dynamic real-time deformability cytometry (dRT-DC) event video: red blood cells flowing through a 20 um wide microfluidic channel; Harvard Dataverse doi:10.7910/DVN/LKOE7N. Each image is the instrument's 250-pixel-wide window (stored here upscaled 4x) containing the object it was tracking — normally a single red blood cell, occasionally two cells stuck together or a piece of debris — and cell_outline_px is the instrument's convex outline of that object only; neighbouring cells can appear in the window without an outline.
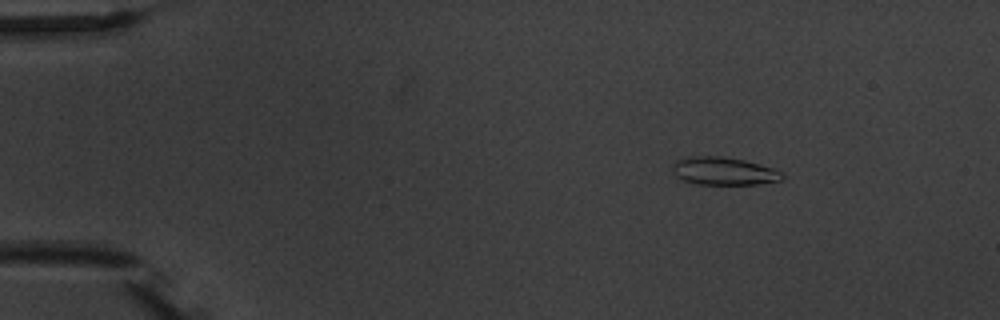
{"species": "common noctule bat (a hibernating species)", "species_latin": "Nyctalus noctula", "temperature_condition": "warm", "stored_images_in_passage": 5, "camera_frame_rate_fps": 3000, "um_per_image_px": 0.085, "animal": {"sex": "male", "body_mass_g": 20.1, "forearm_length_mm": 53.5}, "frame": {"image": 1, "passage_image": 2, "time_ms": 1.0, "image_size_px": [1000, 320], "cell_outline_px": [[784, 180], [756, 184], [696, 184], [684, 180], [676, 176], [672, 172], [672, 164], [676, 160], [688, 156], [720, 156], [744, 160], [772, 168], [784, 172]], "centroid_in_image_um": [61.51, 14.54], "position_along_channel_um": 23.5, "area_um2": 17.92}}
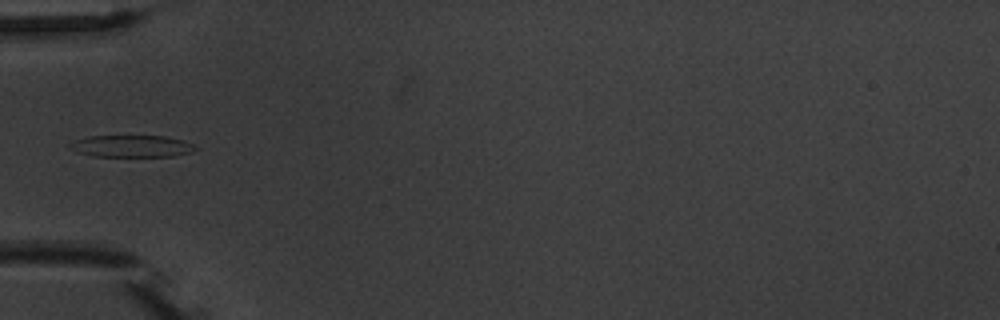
{"frame": {"image": 2, "passage_image": 5, "time_ms": 4.667, "image_size_px": [1000, 320], "cell_outline_px": [[196, 148], [192, 152], [172, 156], [92, 156], [76, 152], [68, 148], [68, 144], [76, 140], [88, 136], [164, 136], [184, 140], [192, 144]], "centroid_in_image_um": [11.14, 12.42], "position_along_channel_um": 73.9, "area_um2": 16.01}}